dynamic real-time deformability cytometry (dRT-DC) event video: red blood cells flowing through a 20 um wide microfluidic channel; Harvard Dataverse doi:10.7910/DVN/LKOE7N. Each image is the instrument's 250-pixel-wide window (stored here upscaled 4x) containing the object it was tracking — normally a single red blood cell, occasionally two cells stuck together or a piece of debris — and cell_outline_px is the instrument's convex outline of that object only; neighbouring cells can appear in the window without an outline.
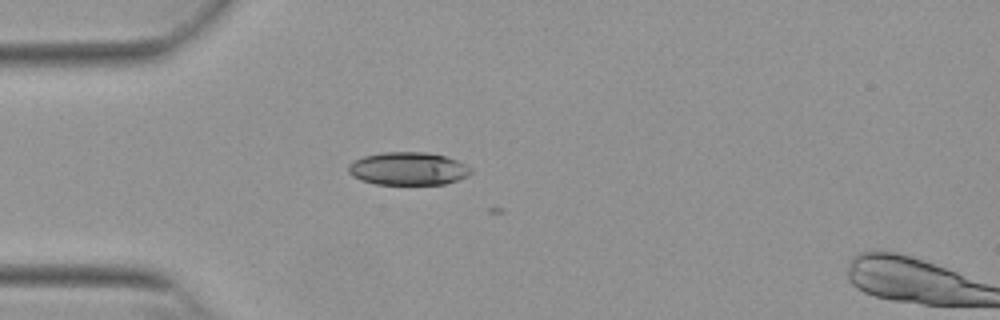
{"species": "Egyptian fruit bat (a non-hibernating species)", "species_latin": "Rousettus aegyptiacus", "temperature_condition": "warm", "stored_images_in_passage": 3, "camera_frame_rate_fps": 3000, "um_per_image_px": 0.085, "animal": {"sex": "female"}, "frame": {"image": 1, "passage_image": 2, "time_ms": 0.333, "image_size_px": [1000, 320], "cell_outline_px": [[472, 172], [468, 176], [444, 184], [376, 184], [360, 180], [352, 176], [348, 172], [348, 164], [352, 160], [364, 156], [384, 152], [424, 152], [444, 156], [456, 160], [472, 168]], "centroid_in_image_um": [34.65, 14.33], "position_along_channel_um": 50.3, "area_um2": 23.52}}